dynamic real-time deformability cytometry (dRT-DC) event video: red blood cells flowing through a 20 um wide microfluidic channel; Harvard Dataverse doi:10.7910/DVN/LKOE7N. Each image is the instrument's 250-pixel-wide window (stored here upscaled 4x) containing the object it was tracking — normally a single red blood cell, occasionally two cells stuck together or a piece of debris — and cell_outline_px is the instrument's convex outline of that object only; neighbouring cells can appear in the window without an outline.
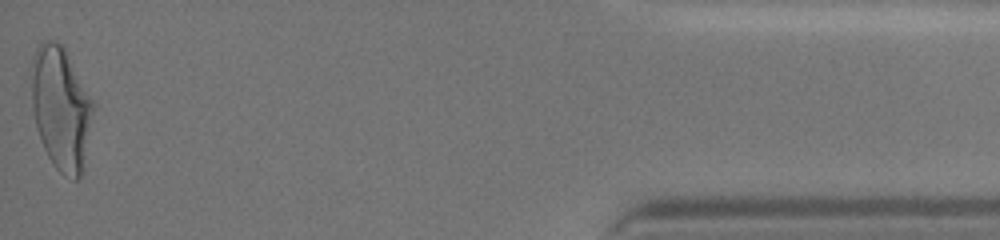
{"species": "human", "species_latin": "Homo sapiens", "temperature_condition": "cold", "stored_images_in_passage": 43, "camera_frame_rate_fps": 3000, "um_per_image_px": 0.085, "donor": {"sex": "female"}, "frame": {"image": 1, "passage_image": 43, "time_ms": 14.0, "image_size_px": [1000, 240], "cell_outline_px": [[96, 108], [80, 176], [76, 180], [72, 180], [64, 176], [56, 168], [48, 156], [44, 148], [36, 128], [32, 108], [28, 72], [32, 56], [40, 40], [52, 40], [64, 44], [96, 104]], "centroid_in_image_um": [5.17, 9.09], "position_along_channel_um": 430.0, "area_um2": 45.89}, "authors_computed_cell_mechanics": {"area_um2": 38.726, "velocity_mm_per_s": 3.6503, "shape_relaxation_time_tau1_ms": 4.2312, "shape_relaxation_time_tau2_ms": 1.0281, "deformation_change_tau1": 0.1933, "deformation_change_tau2": 0.0801}}